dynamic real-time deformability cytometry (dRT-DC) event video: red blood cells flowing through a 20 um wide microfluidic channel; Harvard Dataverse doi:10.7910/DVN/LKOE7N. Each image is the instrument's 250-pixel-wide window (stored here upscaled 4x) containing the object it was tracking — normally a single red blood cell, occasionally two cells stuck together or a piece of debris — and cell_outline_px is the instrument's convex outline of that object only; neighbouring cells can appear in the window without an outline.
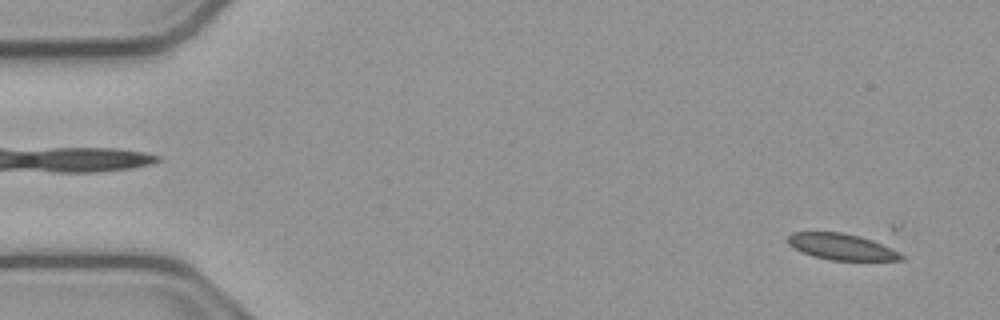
{"species": "common noctule bat (a hibernating species)", "species_latin": "Nyctalus noctula", "temperature_condition": "cold", "stored_images_in_passage": 11, "camera_frame_rate_fps": 3000, "um_per_image_px": 0.085, "animal": {"sex": "male", "body_mass_g": 23.1, "forearm_length_mm": 52.7}, "frame": {"image": 1, "passage_image": 3, "time_ms": 0.667, "image_size_px": [1000, 320], "cell_outline_px": [[904, 260], [828, 260], [812, 256], [800, 252], [788, 244], [788, 236], [792, 232], [840, 232], [860, 236], [872, 240], [900, 252], [904, 256]], "centroid_in_image_um": [71.51, 20.98], "position_along_channel_um": 13.5, "area_um2": 17.34}}